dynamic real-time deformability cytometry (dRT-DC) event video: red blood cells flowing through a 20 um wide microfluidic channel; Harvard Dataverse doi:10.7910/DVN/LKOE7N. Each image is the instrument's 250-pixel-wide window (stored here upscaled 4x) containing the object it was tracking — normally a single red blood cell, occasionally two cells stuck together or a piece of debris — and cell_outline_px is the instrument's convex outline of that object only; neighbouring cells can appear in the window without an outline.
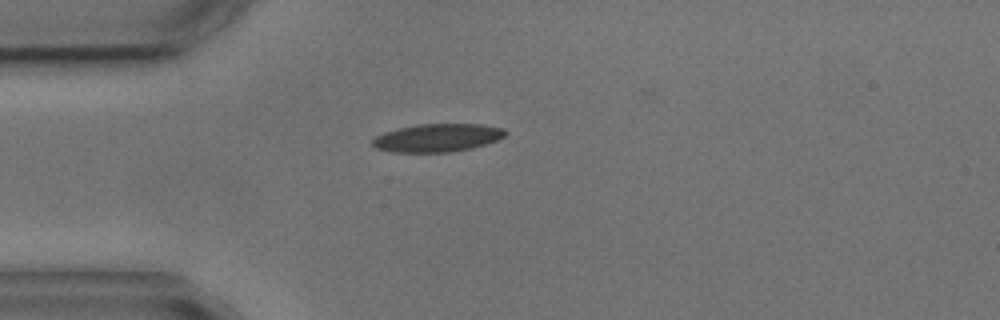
{"species": "common noctule bat (a hibernating species)", "species_latin": "Nyctalus noctula", "temperature_condition": "cold", "stored_images_in_passage": 2, "camera_frame_rate_fps": 3000, "um_per_image_px": 0.085, "animal": {"sex": "male", "body_mass_g": 17.9, "forearm_length_mm": 54.2}, "frame": {"image": 1, "passage_image": 1, "time_ms": 0.0, "image_size_px": [1000, 320], "cell_outline_px": [[508, 132], [504, 136], [496, 140], [472, 148], [452, 152], [392, 152], [376, 148], [372, 144], [372, 140], [376, 136], [384, 132], [400, 128], [420, 124], [480, 124], [504, 128]], "centroid_in_image_um": [37.18, 11.71], "position_along_channel_um": 47.8, "area_um2": 21.62}}